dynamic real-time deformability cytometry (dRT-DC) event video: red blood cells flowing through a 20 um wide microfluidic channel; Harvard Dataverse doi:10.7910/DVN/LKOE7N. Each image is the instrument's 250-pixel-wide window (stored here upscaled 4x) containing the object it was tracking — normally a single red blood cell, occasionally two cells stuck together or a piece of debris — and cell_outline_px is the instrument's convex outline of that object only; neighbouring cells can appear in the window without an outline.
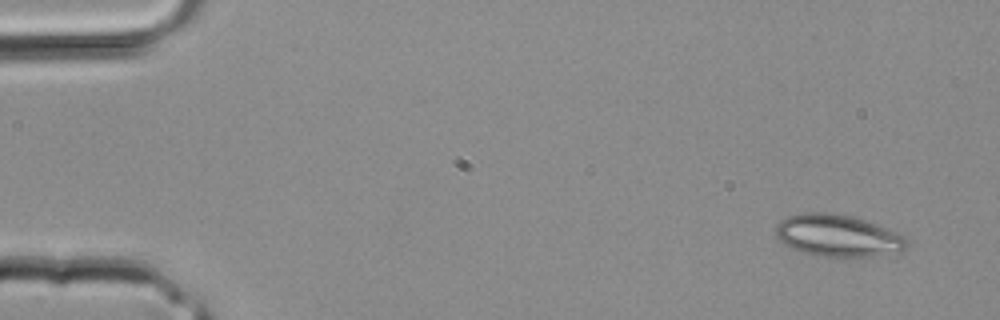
{"species": "common noctule bat (a hibernating species)", "species_latin": "Nyctalus noctula", "temperature_condition": "room temperature", "stored_images_in_passage": 4, "camera_frame_rate_fps": 3000, "um_per_image_px": 0.085, "animal": {"sex": "male", "body_mass_g": 20.4}, "frame": {"image": 1, "passage_image": 1, "time_ms": 0.0, "image_size_px": [1000, 320], "cell_outline_px": [[908, 248], [900, 252], [852, 260], [824, 256], [804, 252], [792, 248], [784, 244], [776, 236], [776, 224], [780, 220], [788, 216], [804, 212], [824, 212], [852, 216], [888, 228], [904, 236], [908, 240]], "centroid_in_image_um": [71.26, 20.06], "position_along_channel_um": 13.7, "area_um2": 32.77}}